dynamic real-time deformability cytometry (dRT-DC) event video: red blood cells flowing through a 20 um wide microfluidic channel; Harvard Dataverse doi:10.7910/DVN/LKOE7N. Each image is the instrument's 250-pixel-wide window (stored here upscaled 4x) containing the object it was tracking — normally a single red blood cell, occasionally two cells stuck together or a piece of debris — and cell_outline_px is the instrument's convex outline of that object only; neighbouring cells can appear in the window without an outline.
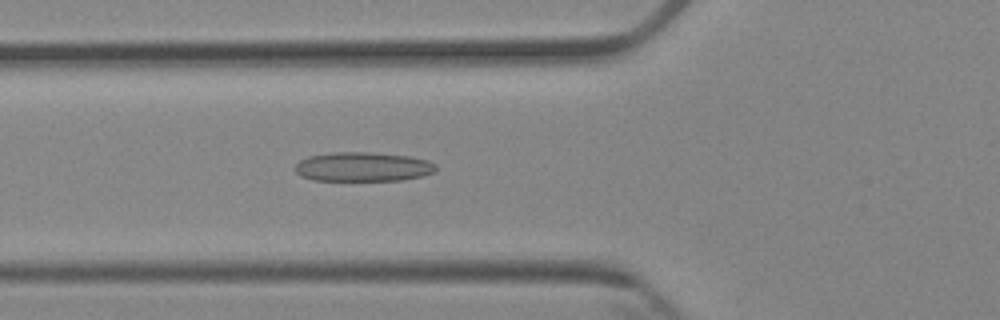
{"species": "Egyptian fruit bat (a non-hibernating species)", "species_latin": "Rousettus aegyptiacus", "temperature_condition": "cold", "stored_images_in_passage": 6, "camera_frame_rate_fps": 3000, "um_per_image_px": 0.085, "animal": {"sex": "female"}, "frame": {"image": 1, "passage_image": 6, "time_ms": 5.667, "image_size_px": [1000, 320], "cell_outline_px": [[436, 172], [420, 176], [400, 180], [312, 180], [300, 176], [296, 172], [296, 164], [300, 160], [308, 156], [332, 152], [368, 152], [412, 156], [428, 160], [436, 164]], "centroid_in_image_um": [30.85, 14.17], "position_along_channel_um": 94.9, "area_um2": 24.1}}